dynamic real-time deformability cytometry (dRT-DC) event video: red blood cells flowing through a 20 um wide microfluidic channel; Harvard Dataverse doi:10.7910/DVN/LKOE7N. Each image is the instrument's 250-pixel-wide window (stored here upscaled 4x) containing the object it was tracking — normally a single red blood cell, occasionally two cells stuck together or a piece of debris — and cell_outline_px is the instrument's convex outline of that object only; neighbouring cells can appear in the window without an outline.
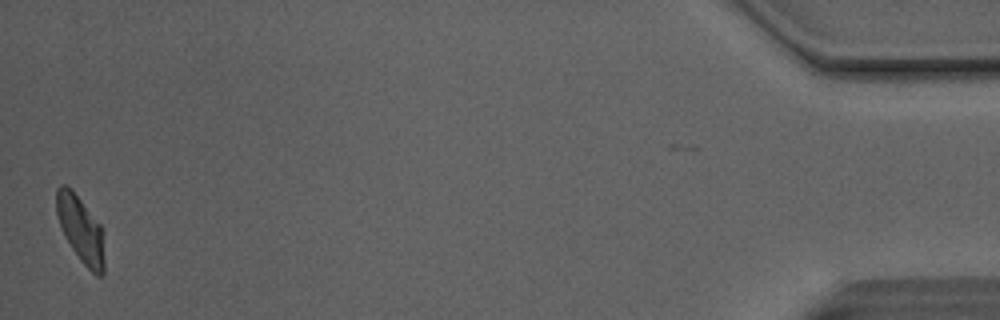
{"species": "Egyptian fruit bat (a non-hibernating species)", "species_latin": "Rousettus aegyptiacus", "temperature_condition": "room temperature", "stored_images_in_passage": 43, "camera_frame_rate_fps": 3000, "um_per_image_px": 0.085, "animal": {"sex": "male"}, "frame": {"image": 1, "passage_image": 43, "time_ms": 14.0, "image_size_px": [1000, 320], "cell_outline_px": [[104, 276], [96, 276], [80, 260], [64, 236], [60, 228], [56, 212], [56, 188], [60, 184], [64, 184], [72, 188], [100, 224], [104, 260]], "centroid_in_image_um": [6.82, 19.47], "position_along_channel_um": 428.4, "area_um2": 18.55}, "authors_computed_cell_mechanics": {"area_um2": 19.4208, "velocity_mm_per_s": 4.1102, "shape_relaxation_time_tau1_ms": 3.494, "shape_relaxation_time_tau2_ms": 3.3176, "deformation_change_tau1": 0.1481, "deformation_change_tau2": 0.0792}}